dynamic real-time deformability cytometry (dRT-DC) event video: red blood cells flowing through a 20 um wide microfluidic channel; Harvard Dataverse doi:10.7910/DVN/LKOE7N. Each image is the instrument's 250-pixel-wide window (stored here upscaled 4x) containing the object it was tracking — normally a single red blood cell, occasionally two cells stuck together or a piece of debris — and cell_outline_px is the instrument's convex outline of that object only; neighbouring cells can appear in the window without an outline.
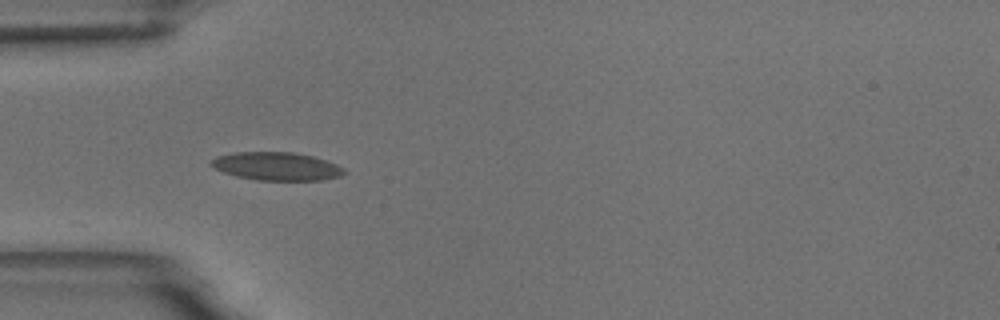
{"species": "common noctule bat (a hibernating species)", "species_latin": "Nyctalus noctula", "temperature_condition": "room temperature", "stored_images_in_passage": 39, "camera_frame_rate_fps": 3000, "um_per_image_px": 0.085, "animal": {"sex": "male", "body_mass_g": 18.8}, "frame": {"image": 1, "passage_image": 1, "time_ms": 0.0, "image_size_px": [1000, 320], "cell_outline_px": [[344, 172], [340, 176], [320, 180], [256, 180], [236, 176], [224, 172], [208, 164], [216, 156], [236, 152], [292, 152], [312, 156], [336, 164], [344, 168]], "centroid_in_image_um": [23.48, 14.13], "position_along_channel_um": 61.5, "area_um2": 21.62}}
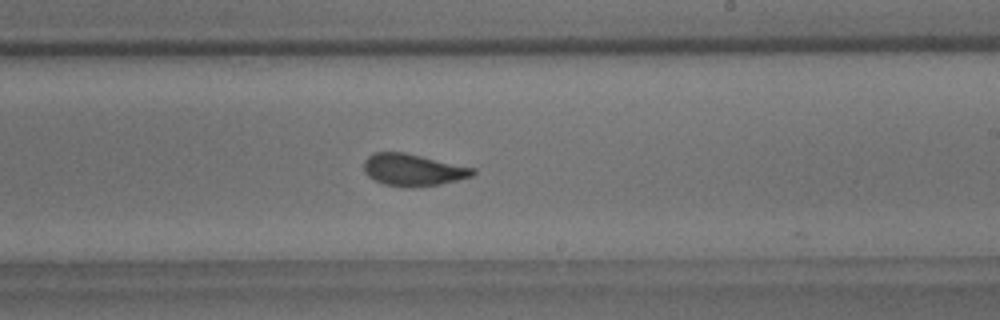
{"frame": {"image": 2, "passage_image": 17, "time_ms": 5.333, "image_size_px": [1000, 320], "cell_outline_px": [[476, 172], [472, 176], [440, 184], [412, 188], [404, 188], [384, 184], [368, 176], [364, 172], [364, 160], [372, 152], [404, 152], [476, 168]], "centroid_in_image_um": [35.09, 14.44], "position_along_channel_um": 253.9, "area_um2": 20.46}}
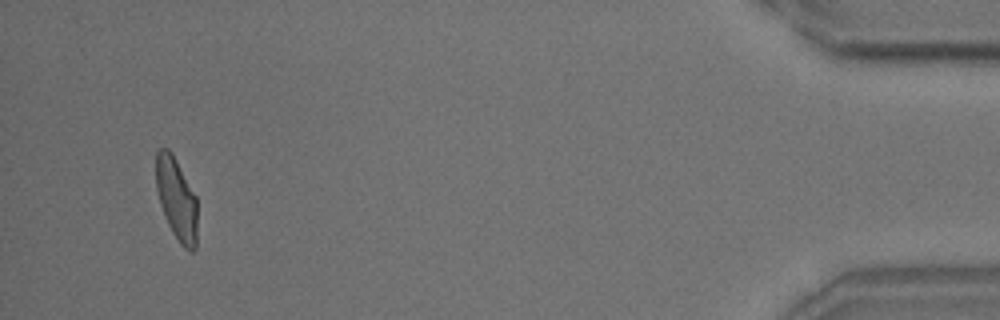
{"frame": {"image": 3, "passage_image": 37, "time_ms": 12.0, "image_size_px": [1000, 320], "cell_outline_px": [[196, 248], [192, 252], [184, 248], [180, 244], [172, 232], [168, 224], [160, 204], [156, 188], [156, 148], [168, 148], [172, 152], [196, 196]], "centroid_in_image_um": [14.99, 16.89], "position_along_channel_um": 420.2, "area_um2": 19.83}, "authors_computed_cell_mechanics": {"area_um2": 20.5768, "velocity_mm_per_s": 3.6343, "shape_relaxation_time_tau1_ms": 9.1689, "shape_relaxation_time_tau2_ms": 1.2117, "deformation_change_tau1": 0.2061, "deformation_change_tau2": 0.0599}}